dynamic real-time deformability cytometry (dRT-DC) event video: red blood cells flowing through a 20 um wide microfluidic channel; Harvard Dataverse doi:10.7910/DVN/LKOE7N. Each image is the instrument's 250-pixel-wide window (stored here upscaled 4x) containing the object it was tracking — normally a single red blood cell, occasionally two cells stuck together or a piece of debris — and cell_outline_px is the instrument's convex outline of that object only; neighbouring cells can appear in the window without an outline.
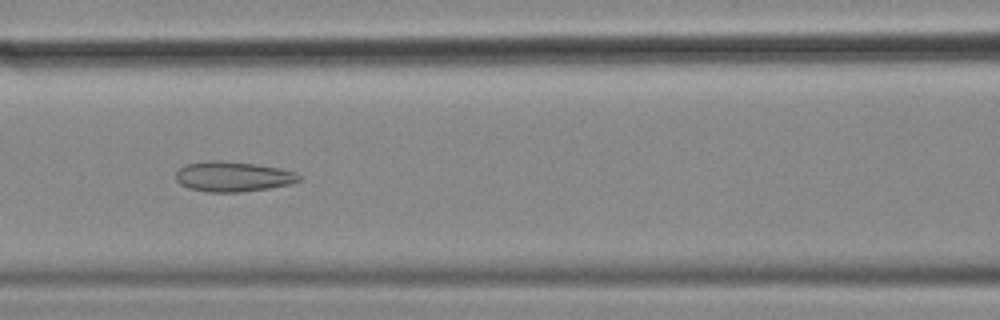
{"species": "common noctule bat (a hibernating species)", "species_latin": "Nyctalus noctula", "temperature_condition": "cold", "stored_images_in_passage": 47, "camera_frame_rate_fps": 3000, "um_per_image_px": 0.085, "animal": {"sex": "female", "body_mass_g": 18.4}, "frame": {"image": 1, "passage_image": 15, "time_ms": 4.667, "image_size_px": [1000, 320], "cell_outline_px": [[300, 180], [292, 184], [268, 188], [240, 192], [208, 192], [188, 188], [180, 184], [176, 180], [176, 172], [180, 168], [188, 164], [212, 160], [216, 160], [256, 164], [280, 168], [296, 172], [300, 176]], "centroid_in_image_um": [19.81, 15.01], "position_along_channel_um": 146.8, "area_um2": 21.56}}
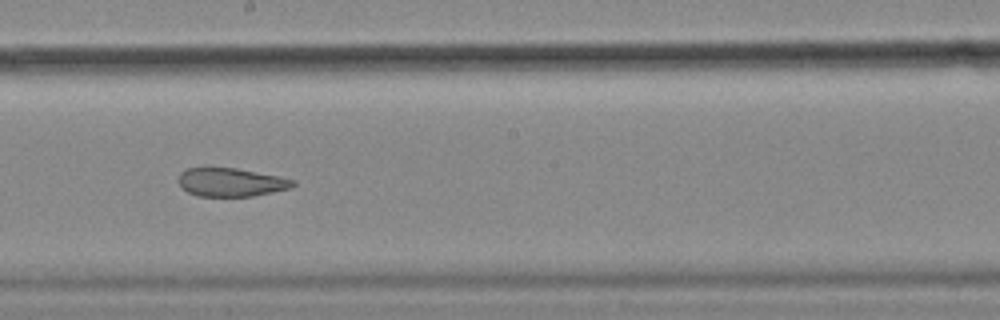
{"frame": {"image": 2, "passage_image": 22, "time_ms": 7.0, "image_size_px": [1000, 320], "cell_outline_px": [[296, 184], [292, 188], [252, 196], [196, 196], [180, 188], [180, 172], [188, 168], [236, 168], [296, 180]], "centroid_in_image_um": [19.64, 15.5], "position_along_channel_um": 228.6, "area_um2": 18.84}}
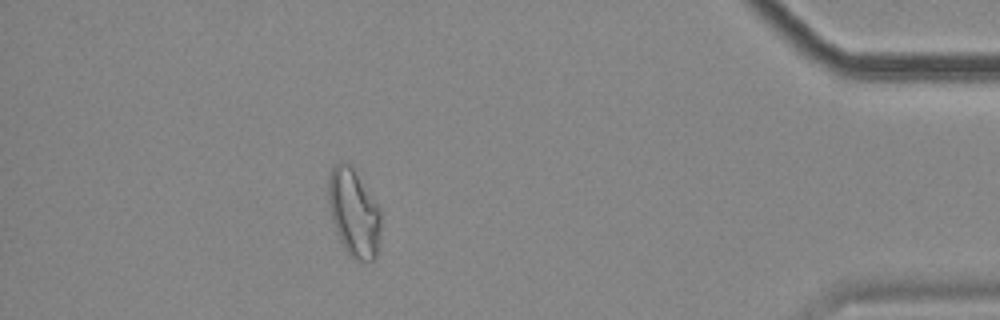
{"frame": {"image": 3, "passage_image": 41, "time_ms": 13.333, "image_size_px": [1000, 320], "cell_outline_px": [[380, 240], [376, 256], [372, 260], [352, 260], [344, 248], [336, 232], [332, 220], [328, 204], [328, 176], [332, 168], [340, 160], [344, 160], [352, 168], [380, 208]], "centroid_in_image_um": [30.06, 18.1], "position_along_channel_um": 405.1, "area_um2": 26.82}, "authors_computed_cell_mechanics": {"area_um2": 22.7732, "velocity_mm_per_s": 3.5266, "shape_relaxation_time_tau1_ms": null, "shape_relaxation_time_tau2_ms": 2.856, "deformation_change_tau1": null, "deformation_change_tau2": 0.1072}}